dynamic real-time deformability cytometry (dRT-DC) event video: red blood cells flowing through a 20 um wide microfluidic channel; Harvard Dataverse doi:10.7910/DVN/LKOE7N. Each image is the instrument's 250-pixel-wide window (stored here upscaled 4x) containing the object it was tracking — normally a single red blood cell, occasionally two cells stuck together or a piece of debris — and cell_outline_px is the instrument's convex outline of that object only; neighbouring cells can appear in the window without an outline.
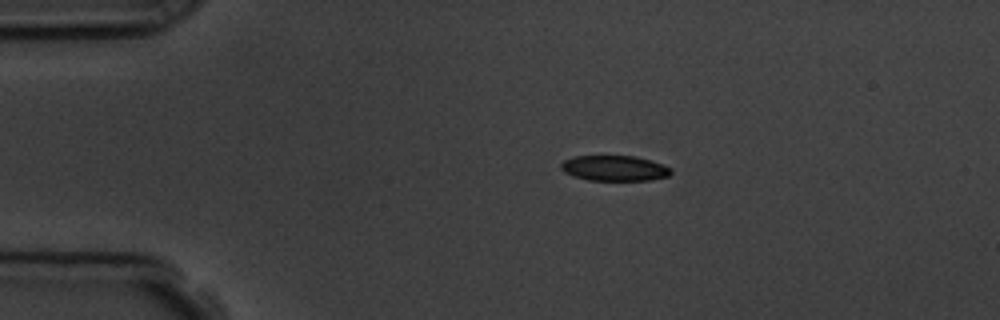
{"species": "common noctule bat (a hibernating species)", "species_latin": "Nyctalus noctula", "temperature_condition": "room temperature", "stored_images_in_passage": 4, "camera_frame_rate_fps": 3000, "um_per_image_px": 0.085, "animal": {"sex": "male", "body_mass_g": 19.5, "forearm_length_mm": 54.6}, "frame": {"image": 1, "passage_image": 1, "time_ms": 0.0, "image_size_px": [1000, 320], "cell_outline_px": [[672, 172], [668, 176], [648, 180], [588, 180], [572, 176], [564, 172], [560, 168], [560, 164], [564, 160], [572, 156], [636, 156], [672, 168]], "centroid_in_image_um": [52.18, 14.3], "position_along_channel_um": 32.8, "area_um2": 16.24}}
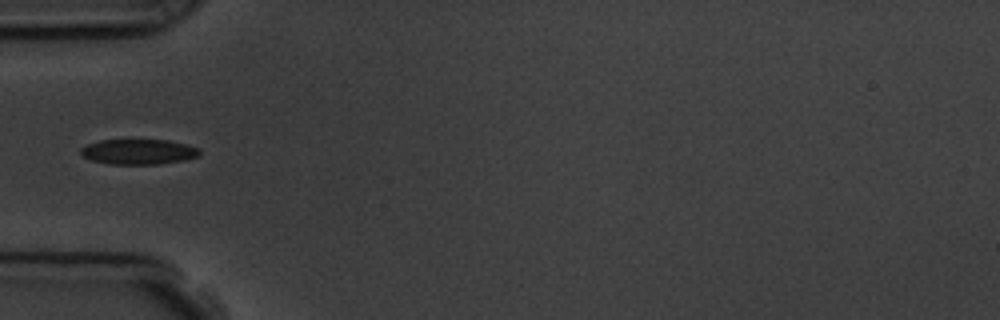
{"frame": {"image": 2, "passage_image": 3, "time_ms": 2.333, "image_size_px": [1000, 320], "cell_outline_px": [[200, 156], [184, 160], [160, 164], [108, 164], [92, 160], [84, 156], [80, 152], [80, 148], [88, 144], [100, 140], [168, 140], [188, 144], [200, 148]], "centroid_in_image_um": [11.82, 12.9], "position_along_channel_um": 73.2, "area_um2": 17.57}}